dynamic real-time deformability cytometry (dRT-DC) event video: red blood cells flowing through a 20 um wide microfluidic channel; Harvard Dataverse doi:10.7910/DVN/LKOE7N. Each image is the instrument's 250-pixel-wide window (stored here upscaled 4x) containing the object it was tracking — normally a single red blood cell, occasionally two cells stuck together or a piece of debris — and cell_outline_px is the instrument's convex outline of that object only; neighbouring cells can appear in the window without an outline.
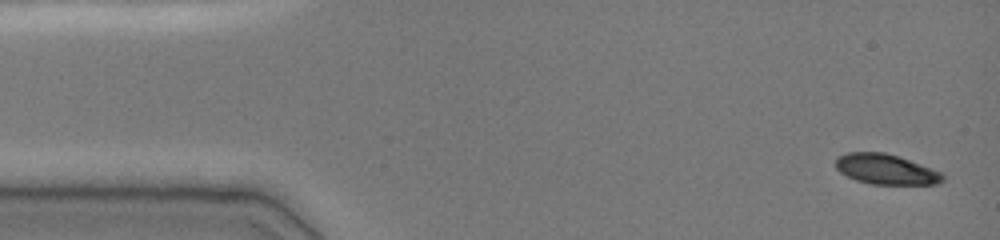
{"species": "common noctule bat (a hibernating species)", "species_latin": "Nyctalus noctula", "temperature_condition": "cold", "stored_images_in_passage": 5, "camera_frame_rate_fps": 3000, "um_per_image_px": 0.085, "animal": {"sex": "female", "body_mass_g": 19.0, "forearm_length_mm": 51.5}, "frame": {"image": 1, "passage_image": 1, "time_ms": 0.0, "image_size_px": [1000, 240], "cell_outline_px": [[944, 180], [940, 184], [872, 184], [856, 180], [840, 172], [836, 168], [836, 156], [848, 152], [884, 152], [900, 156], [940, 172], [944, 176]], "centroid_in_image_um": [75.29, 14.38], "position_along_channel_um": 9.7, "area_um2": 18.84}}
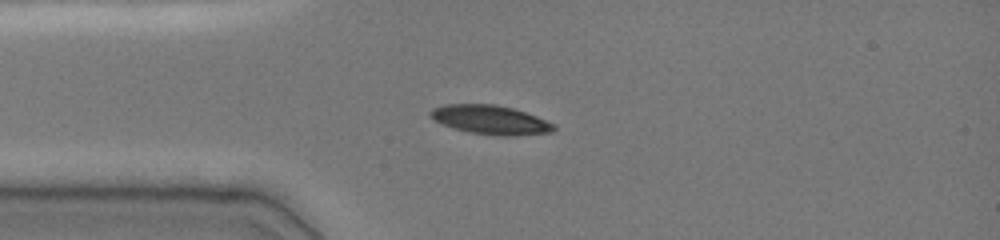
{"frame": {"image": 2, "passage_image": 4, "time_ms": 3.333, "image_size_px": [1000, 240], "cell_outline_px": [[556, 128], [552, 132], [516, 136], [500, 136], [468, 132], [432, 120], [428, 116], [428, 112], [432, 108], [444, 104], [496, 104], [512, 108], [536, 116], [556, 124]], "centroid_in_image_um": [41.68, 10.18], "position_along_channel_um": 43.3, "area_um2": 21.04}}